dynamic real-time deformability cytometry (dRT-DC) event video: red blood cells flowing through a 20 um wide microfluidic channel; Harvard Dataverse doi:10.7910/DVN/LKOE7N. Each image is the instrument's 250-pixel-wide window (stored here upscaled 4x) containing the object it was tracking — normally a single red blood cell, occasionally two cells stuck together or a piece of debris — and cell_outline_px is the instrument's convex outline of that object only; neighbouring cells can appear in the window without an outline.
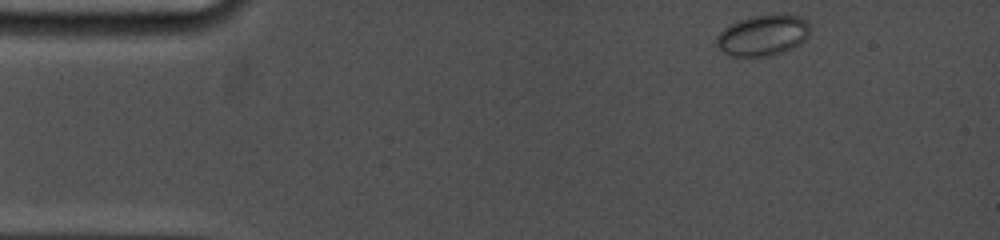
{"species": "common noctule bat (a hibernating species)", "species_latin": "Nyctalus noctula", "temperature_condition": "cold", "stored_images_in_passage": 40, "camera_frame_rate_fps": 5000, "um_per_image_px": 0.085, "animal": {"sex": "female", "body_mass_g": 19.0, "forearm_length_mm": 53.3}, "frame": {"image": 1, "passage_image": 1, "time_ms": 0.0, "image_size_px": [1000, 240], "cell_outline_px": [[808, 36], [800, 44], [792, 48], [772, 56], [732, 56], [724, 52], [716, 44], [716, 36], [724, 28], [740, 20], [752, 16], [780, 12], [788, 12], [800, 16], [808, 20]], "centroid_in_image_um": [64.89, 2.96], "position_along_channel_um": 20.1, "area_um2": 22.6}}
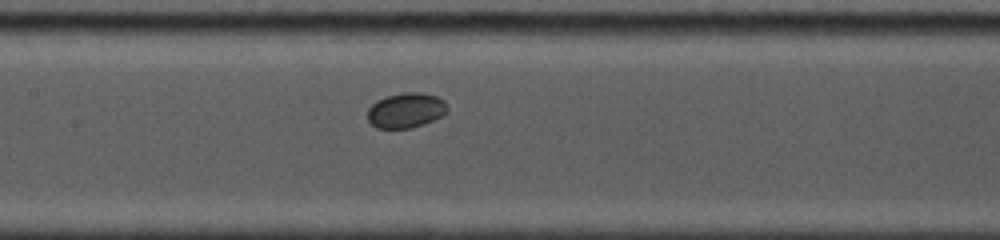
{"frame": {"image": 2, "passage_image": 17, "time_ms": 6.2, "image_size_px": [1000, 240], "cell_outline_px": [[448, 112], [424, 124], [412, 128], [376, 128], [368, 120], [368, 108], [376, 100], [388, 96], [404, 92], [420, 92], [436, 96], [444, 100], [448, 108]], "centroid_in_image_um": [34.51, 9.38], "position_along_channel_um": 172.9, "area_um2": 16.3}}
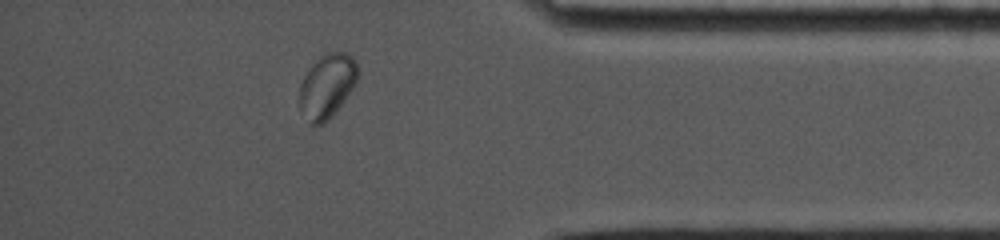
{"frame": {"image": 3, "passage_image": 35, "time_ms": 12.8, "image_size_px": [1000, 240], "cell_outline_px": [[360, 72], [352, 88], [332, 116], [324, 124], [312, 124], [300, 108], [300, 84], [304, 76], [316, 60], [320, 56], [328, 52], [344, 52], [352, 56], [356, 60]], "centroid_in_image_um": [27.83, 7.27], "position_along_channel_um": 407.4, "area_um2": 21.39}}